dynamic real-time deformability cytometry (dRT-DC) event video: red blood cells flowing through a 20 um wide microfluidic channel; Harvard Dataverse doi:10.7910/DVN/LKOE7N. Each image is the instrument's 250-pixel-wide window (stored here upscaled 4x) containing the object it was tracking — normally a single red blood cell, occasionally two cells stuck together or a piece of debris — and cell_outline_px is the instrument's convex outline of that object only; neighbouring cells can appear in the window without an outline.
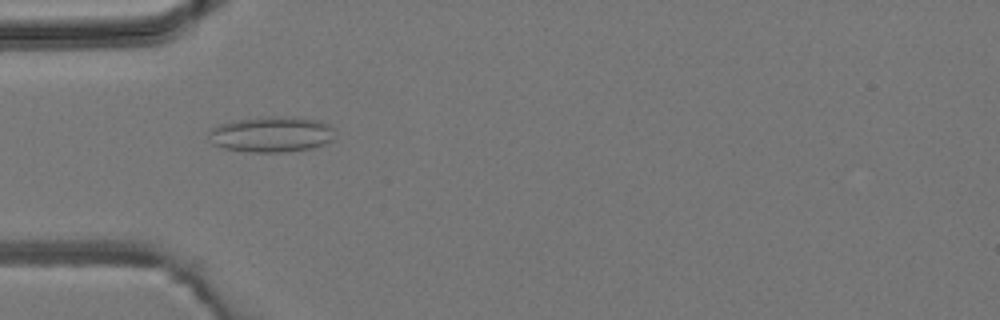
{"species": "common noctule bat (a hibernating species)", "species_latin": "Nyctalus noctula", "temperature_condition": "room temperature", "stored_images_in_passage": 3, "camera_frame_rate_fps": 3000, "um_per_image_px": 0.085, "animal": {"sex": "male", "body_mass_g": 19.2, "forearm_length_mm": 51.8}, "frame": {"image": 1, "passage_image": 1, "time_ms": 0.0, "image_size_px": [1000, 320], "cell_outline_px": [[332, 140], [324, 144], [312, 148], [288, 152], [248, 152], [224, 148], [212, 144], [208, 136], [208, 132], [212, 128], [220, 124], [232, 120], [276, 116], [280, 116], [316, 120], [328, 124], [332, 128]], "centroid_in_image_um": [23.02, 11.43], "position_along_channel_um": 62.0, "area_um2": 26.13}}
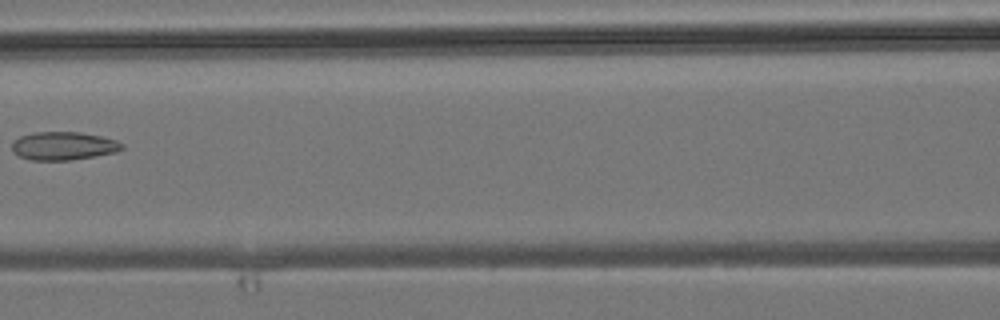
{"frame": {"image": 2, "passage_image": 3, "time_ms": 2.333, "image_size_px": [1000, 320], "cell_outline_px": [[124, 148], [116, 152], [96, 156], [72, 160], [32, 160], [20, 156], [12, 152], [12, 140], [20, 136], [32, 132], [80, 132], [100, 136], [116, 140], [124, 144]], "centroid_in_image_um": [5.38, 12.4], "position_along_channel_um": 161.2, "area_um2": 18.26}}